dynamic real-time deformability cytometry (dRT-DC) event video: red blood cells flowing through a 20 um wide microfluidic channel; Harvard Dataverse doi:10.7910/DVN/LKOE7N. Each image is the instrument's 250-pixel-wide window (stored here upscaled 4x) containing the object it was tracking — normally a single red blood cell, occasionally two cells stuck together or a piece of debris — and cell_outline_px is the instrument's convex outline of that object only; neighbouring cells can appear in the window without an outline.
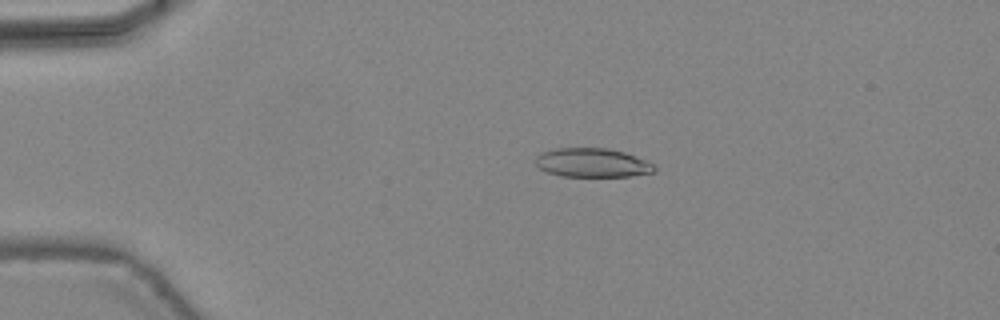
{"species": "common noctule bat (a hibernating species)", "species_latin": "Nyctalus noctula", "temperature_condition": "warm", "stored_images_in_passage": 46, "camera_frame_rate_fps": 3000, "um_per_image_px": 0.085, "animal": {"sex": "female", "body_mass_g": 24.6, "forearm_length_mm": 56.2}, "frame": {"image": 1, "passage_image": 10, "time_ms": 3.0, "image_size_px": [1000, 320], "cell_outline_px": [[656, 172], [632, 176], [560, 176], [548, 172], [540, 168], [536, 164], [536, 156], [540, 152], [552, 148], [604, 148], [624, 152], [656, 164]], "centroid_in_image_um": [50.36, 13.83], "position_along_channel_um": 34.6, "area_um2": 20.17}}
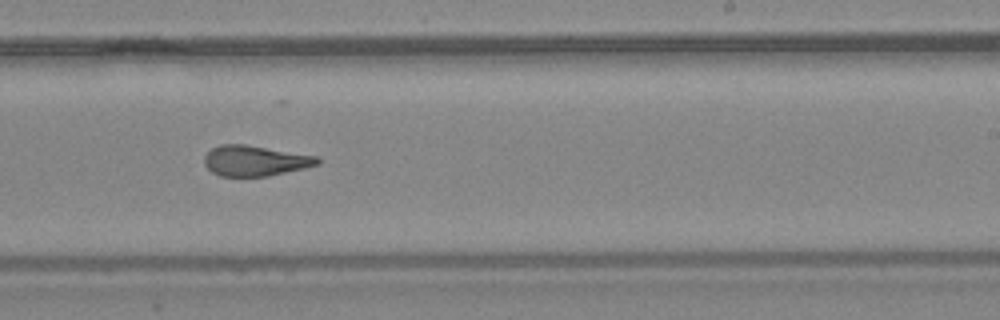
{"frame": {"image": 2, "passage_image": 29, "time_ms": 9.333, "image_size_px": [1000, 320], "cell_outline_px": [[320, 164], [304, 168], [268, 176], [220, 176], [212, 172], [204, 164], [204, 156], [212, 148], [220, 144], [244, 144], [316, 156], [320, 160]], "centroid_in_image_um": [21.65, 13.66], "position_along_channel_um": 267.3, "area_um2": 19.94}}
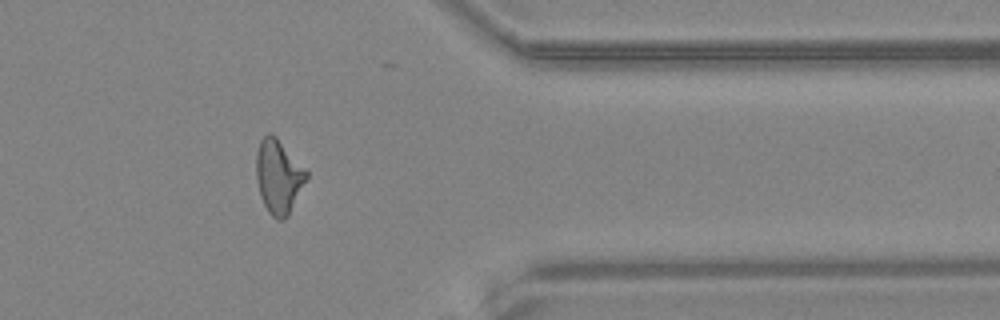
{"frame": {"image": 3, "passage_image": 38, "time_ms": 12.333, "image_size_px": [1000, 320], "cell_outline_px": [[308, 176], [288, 216], [284, 220], [276, 220], [268, 212], [260, 196], [256, 180], [256, 152], [260, 140], [268, 132], [272, 132], [276, 136], [308, 172]], "centroid_in_image_um": [23.65, 15.0], "position_along_channel_um": 387.7, "area_um2": 21.68}, "authors_computed_cell_mechanics": {"area_um2": 21.0392, "velocity_mm_per_s": 4.4659, "shape_relaxation_time_tau1_ms": null, "shape_relaxation_time_tau2_ms": 1.4544, "deformation_change_tau1": null, "deformation_change_tau2": 0.1108}}